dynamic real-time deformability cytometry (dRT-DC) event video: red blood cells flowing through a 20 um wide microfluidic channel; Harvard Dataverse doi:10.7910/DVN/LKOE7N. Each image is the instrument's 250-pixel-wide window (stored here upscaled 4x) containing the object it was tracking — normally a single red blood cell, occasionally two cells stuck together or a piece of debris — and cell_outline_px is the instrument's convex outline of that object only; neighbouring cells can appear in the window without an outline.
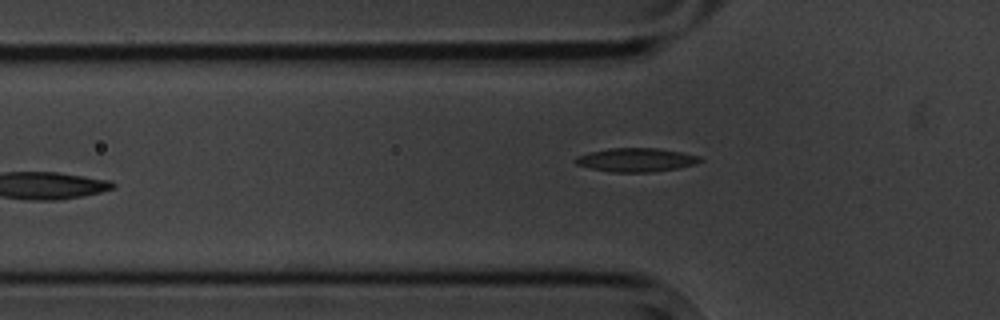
{"species": "common noctule bat (a hibernating species)", "species_latin": "Nyctalus noctula", "temperature_condition": "cold", "stored_images_in_passage": 6, "camera_frame_rate_fps": 3000, "um_per_image_px": 0.085, "animal": {"sex": "male", "body_mass_g": 20.1, "forearm_length_mm": 53.5}, "frame": {"image": 1, "passage_image": 6, "time_ms": 6.0, "image_size_px": [1000, 320], "cell_outline_px": [[704, 160], [692, 164], [676, 168], [652, 172], [608, 172], [576, 164], [572, 160], [576, 156], [588, 152], [608, 148], [656, 148], [680, 152], [700, 156]], "centroid_in_image_um": [54.01, 13.58], "position_along_channel_um": 71.8, "area_um2": 17.17}}